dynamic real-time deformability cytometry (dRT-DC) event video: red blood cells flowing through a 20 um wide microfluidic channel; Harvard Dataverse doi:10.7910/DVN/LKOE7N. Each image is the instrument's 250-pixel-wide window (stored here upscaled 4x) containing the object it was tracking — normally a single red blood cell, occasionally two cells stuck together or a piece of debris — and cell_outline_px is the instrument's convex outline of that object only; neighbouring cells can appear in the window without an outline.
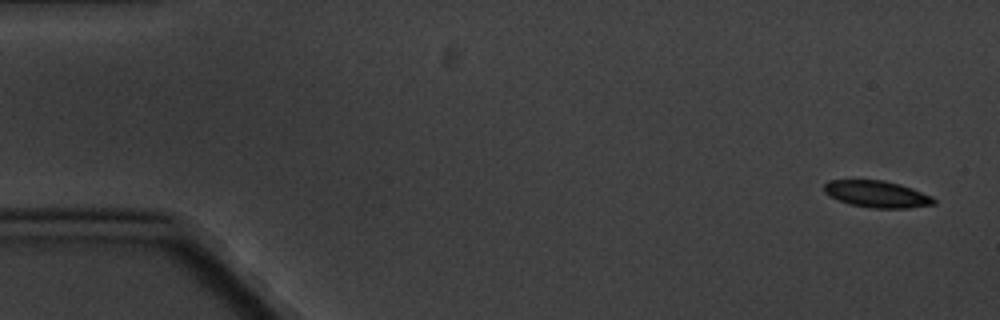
{"species": "common noctule bat (a hibernating species)", "species_latin": "Nyctalus noctula", "temperature_condition": "cold", "stored_images_in_passage": 9, "camera_frame_rate_fps": 3000, "um_per_image_px": 0.085, "animal": {"sex": "male", "body_mass_g": 20.1, "forearm_length_mm": 53.5}, "frame": {"image": 1, "passage_image": 1, "time_ms": 0.0, "image_size_px": [1000, 320], "cell_outline_px": [[936, 204], [908, 208], [876, 208], [848, 204], [824, 192], [824, 184], [828, 180], [884, 180], [900, 184], [912, 188], [932, 196], [936, 200]], "centroid_in_image_um": [74.57, 16.49], "position_along_channel_um": 10.4, "area_um2": 17.05}}